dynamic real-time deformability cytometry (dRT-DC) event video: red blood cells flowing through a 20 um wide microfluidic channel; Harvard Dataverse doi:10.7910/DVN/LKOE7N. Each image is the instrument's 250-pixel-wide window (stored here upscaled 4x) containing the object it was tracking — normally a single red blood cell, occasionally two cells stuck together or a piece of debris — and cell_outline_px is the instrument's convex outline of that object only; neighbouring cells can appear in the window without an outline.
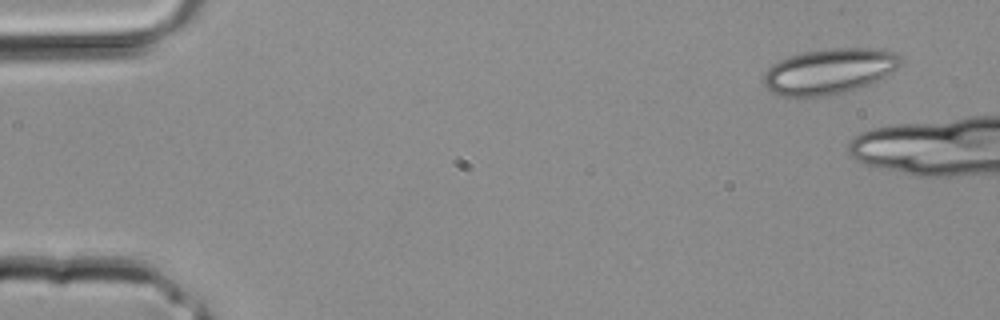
{"species": "common noctule bat (a hibernating species)", "species_latin": "Nyctalus noctula", "temperature_condition": "room temperature", "stored_images_in_passage": 3, "camera_frame_rate_fps": 3000, "um_per_image_px": 0.085, "animal": {"sex": "male", "body_mass_g": 20.4}, "frame": {"image": 1, "passage_image": 1, "time_ms": 0.0, "image_size_px": [1000, 320], "cell_outline_px": [[904, 64], [884, 76], [868, 84], [856, 88], [824, 96], [780, 96], [772, 92], [760, 80], [764, 72], [772, 64], [788, 56], [804, 52], [828, 48], [884, 48], [892, 52], [904, 60]], "centroid_in_image_um": [70.47, 6.03], "position_along_channel_um": 14.5, "area_um2": 36.36}}